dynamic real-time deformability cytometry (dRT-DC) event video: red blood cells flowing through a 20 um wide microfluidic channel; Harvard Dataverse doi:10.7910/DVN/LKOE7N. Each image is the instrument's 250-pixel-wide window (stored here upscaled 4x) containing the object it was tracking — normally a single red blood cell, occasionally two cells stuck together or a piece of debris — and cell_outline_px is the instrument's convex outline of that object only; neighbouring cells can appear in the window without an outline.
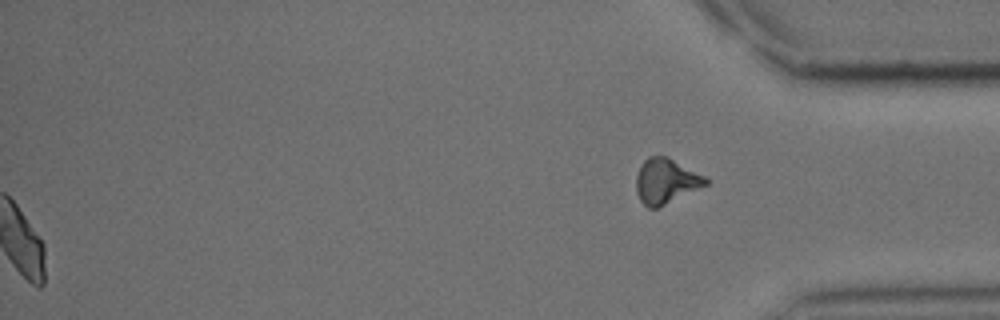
{"species": "common noctule bat (a hibernating species)", "species_latin": "Nyctalus noctula", "temperature_condition": "cold", "stored_images_in_passage": 45, "segment_of_instrument_passage": [2, 2], "camera_frame_rate_fps": 3000, "um_per_image_px": 0.085, "animal": {"sex": "male", "body_mass_g": 15.6}, "frame": {"image": 1, "passage_image": 45, "time_ms": 14.667, "image_size_px": [1000, 320], "cell_outline_px": [[708, 184], [656, 208], [648, 208], [640, 200], [636, 192], [636, 176], [640, 164], [648, 156], [668, 156], [704, 176], [708, 180]], "centroid_in_image_um": [56.56, 15.37], "position_along_channel_um": 378.6, "area_um2": 18.09}}